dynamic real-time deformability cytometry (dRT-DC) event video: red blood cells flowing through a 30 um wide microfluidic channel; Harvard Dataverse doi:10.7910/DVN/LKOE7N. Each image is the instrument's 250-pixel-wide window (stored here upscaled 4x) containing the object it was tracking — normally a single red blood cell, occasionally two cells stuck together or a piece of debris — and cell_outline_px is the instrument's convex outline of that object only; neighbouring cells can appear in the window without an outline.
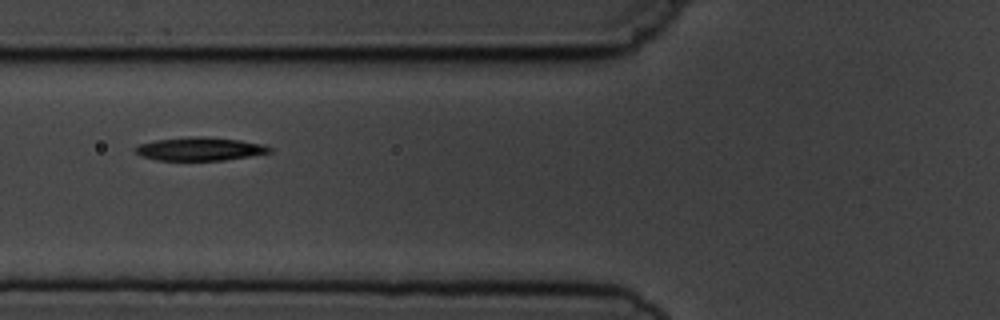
{"species": "common noctule bat (a hibernating species)", "species_latin": "Nyctalus noctula", "temperature_condition": "cold", "stored_images_in_passage": 7, "camera_frame_rate_fps": 3000, "um_per_image_px": 0.085, "animal": {"sex": "male", "body_mass_g": 19.5, "forearm_length_mm": 54.6}, "frame": {"image": 1, "passage_image": 2, "time_ms": 1.333, "image_size_px": [1000, 320], "cell_outline_px": [[272, 152], [224, 160], [156, 160], [140, 156], [132, 148], [140, 144], [156, 140], [188, 136], [200, 136], [240, 140], [264, 144], [272, 148]], "centroid_in_image_um": [16.96, 12.65], "position_along_channel_um": 108.8, "area_um2": 18.26}}
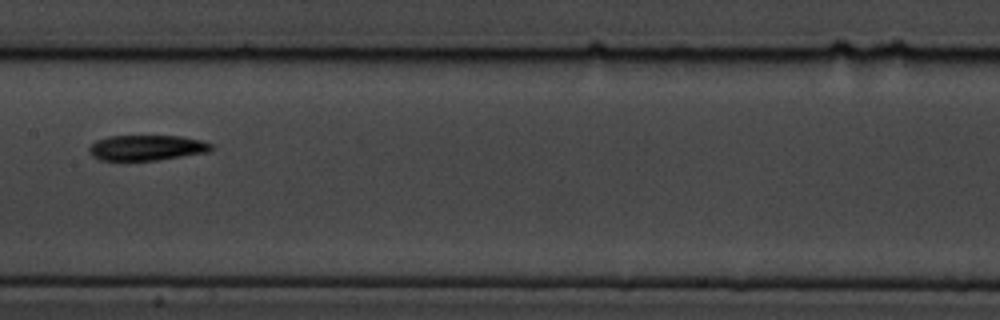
{"frame": {"image": 2, "passage_image": 4, "time_ms": 3.667, "image_size_px": [1000, 320], "cell_outline_px": [[212, 148], [208, 152], [156, 160], [100, 160], [92, 156], [88, 152], [88, 148], [96, 140], [108, 136], [184, 136], [200, 140], [212, 144]], "centroid_in_image_um": [12.44, 12.55], "position_along_channel_um": 195.0, "area_um2": 18.03}}
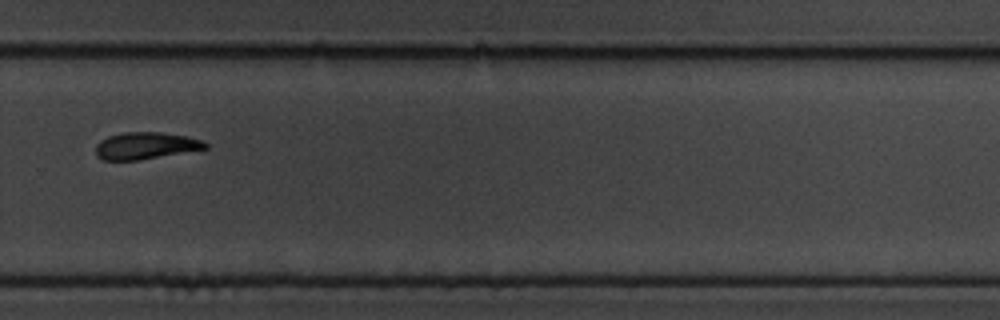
{"frame": {"image": 3, "passage_image": 7, "time_ms": 7.0, "image_size_px": [1000, 320], "cell_outline_px": [[208, 148], [140, 160], [104, 160], [96, 156], [96, 144], [100, 140], [108, 136], [124, 132], [160, 132], [188, 136], [204, 140], [208, 144]], "centroid_in_image_um": [12.39, 12.38], "position_along_channel_um": 317.4, "area_um2": 17.34}}